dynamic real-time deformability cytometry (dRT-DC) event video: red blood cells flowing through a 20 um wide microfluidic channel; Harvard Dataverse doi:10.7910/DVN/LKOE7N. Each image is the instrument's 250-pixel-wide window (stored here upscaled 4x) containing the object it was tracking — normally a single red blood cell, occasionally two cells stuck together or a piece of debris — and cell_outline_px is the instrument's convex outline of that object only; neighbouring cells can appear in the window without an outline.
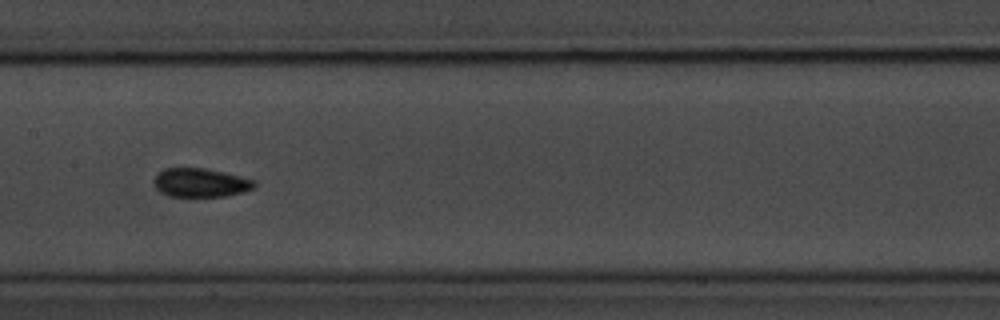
{"species": "common noctule bat (a hibernating species)", "species_latin": "Nyctalus noctula", "temperature_condition": "room temperature", "stored_images_in_passage": 15, "camera_frame_rate_fps": 3000, "um_per_image_px": 0.085, "animal": {"sex": "male", "body_mass_g": 20.1, "forearm_length_mm": 53.5}, "frame": {"image": 1, "passage_image": 7, "time_ms": 7.667, "image_size_px": [1000, 320], "cell_outline_px": [[256, 188], [244, 192], [224, 196], [168, 196], [160, 192], [152, 184], [152, 180], [156, 172], [164, 168], [204, 168], [224, 172], [252, 180], [256, 184]], "centroid_in_image_um": [16.98, 15.52], "position_along_channel_um": 190.4, "area_um2": 16.99}, "authors_computed_cell_mechanics": {"area_um2": 16.5308, "velocity_mm_per_s": 3.4833, "shape_relaxation_time_tau1_ms": 4.4364, "shape_relaxation_time_tau2_ms": 2.5869, "deformation_change_tau1": 0.0932, "deformation_change_tau2": 0.0726}}